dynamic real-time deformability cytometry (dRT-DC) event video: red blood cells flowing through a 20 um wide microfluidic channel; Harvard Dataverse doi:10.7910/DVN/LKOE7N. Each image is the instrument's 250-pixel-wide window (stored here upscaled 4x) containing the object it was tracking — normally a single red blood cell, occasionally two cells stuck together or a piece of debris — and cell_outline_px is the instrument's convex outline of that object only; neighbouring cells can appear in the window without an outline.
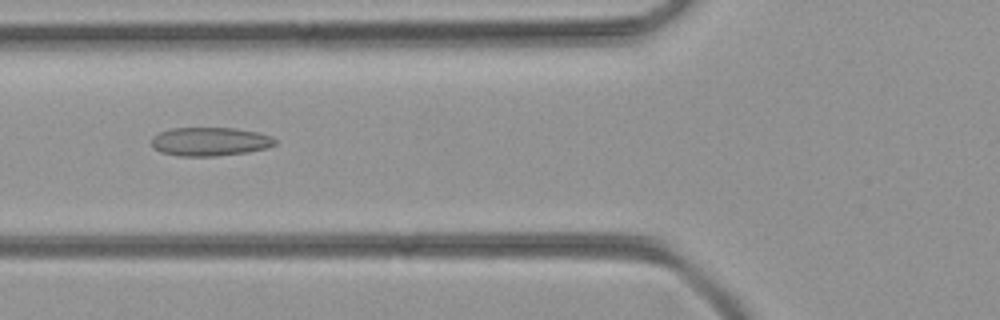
{"species": "common noctule bat (a hibernating species)", "species_latin": "Nyctalus noctula", "temperature_condition": "room temperature", "stored_images_in_passage": 39, "camera_frame_rate_fps": 3000, "um_per_image_px": 0.085, "animal": {"sex": "female", "body_mass_g": 21.9}, "frame": {"image": 1, "passage_image": 8, "time_ms": 2.333, "image_size_px": [1000, 320], "cell_outline_px": [[276, 144], [268, 148], [248, 152], [216, 156], [176, 156], [160, 152], [152, 148], [152, 140], [160, 132], [172, 128], [232, 128], [260, 132], [272, 136], [276, 140]], "centroid_in_image_um": [17.88, 12.04], "position_along_channel_um": 107.9, "area_um2": 20.75}}
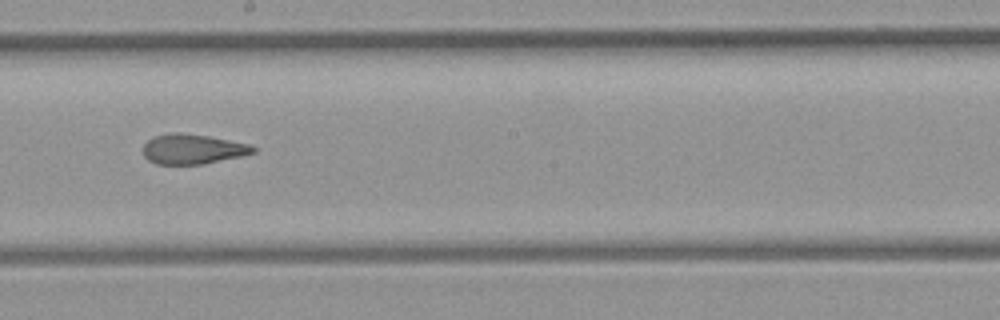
{"frame": {"image": 2, "passage_image": 17, "time_ms": 5.333, "image_size_px": [1000, 320], "cell_outline_px": [[256, 152], [240, 156], [204, 164], [156, 164], [148, 160], [144, 156], [144, 144], [152, 136], [172, 132], [180, 132], [208, 136], [248, 144], [256, 148]], "centroid_in_image_um": [16.34, 12.67], "position_along_channel_um": 231.9, "area_um2": 19.13}}
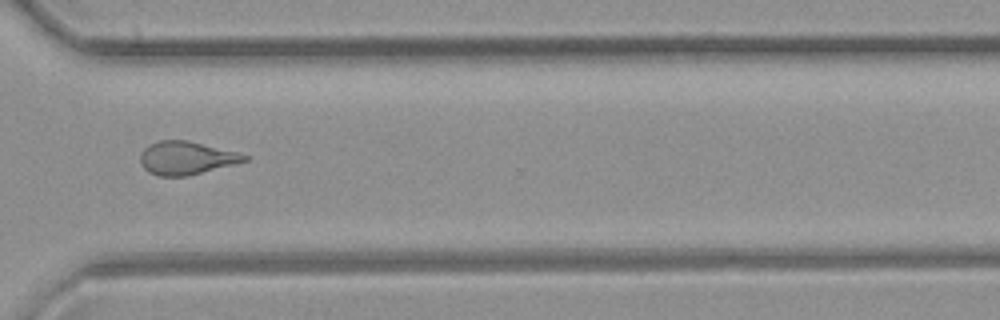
{"frame": {"image": 3, "passage_image": 26, "time_ms": 8.333, "image_size_px": [1000, 320], "cell_outline_px": [[248, 160], [236, 164], [188, 176], [156, 176], [148, 172], [140, 164], [140, 156], [144, 148], [148, 144], [160, 140], [188, 140], [236, 152], [248, 156]], "centroid_in_image_um": [15.8, 13.44], "position_along_channel_um": 354.8, "area_um2": 20.23}}